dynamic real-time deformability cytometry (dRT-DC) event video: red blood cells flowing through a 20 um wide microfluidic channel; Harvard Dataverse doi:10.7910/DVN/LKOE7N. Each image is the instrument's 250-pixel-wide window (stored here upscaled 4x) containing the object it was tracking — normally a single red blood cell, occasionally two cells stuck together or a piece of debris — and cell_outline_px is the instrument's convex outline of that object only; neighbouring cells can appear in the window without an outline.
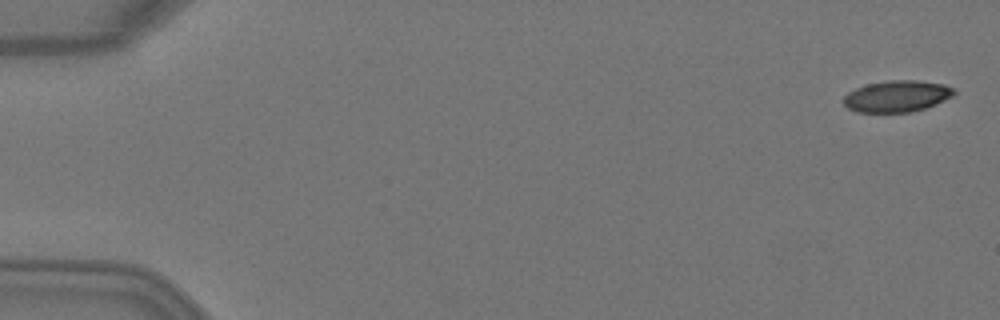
{"species": "Egyptian fruit bat (a non-hibernating species)", "species_latin": "Rousettus aegyptiacus", "temperature_condition": "warm", "stored_images_in_passage": 3, "camera_frame_rate_fps": 3000, "um_per_image_px": 0.085, "animal": {"sex": "female"}, "frame": {"image": 1, "passage_image": 1, "time_ms": 0.0, "image_size_px": [1000, 320], "cell_outline_px": [[956, 96], [936, 104], [912, 112], [856, 112], [848, 108], [844, 104], [844, 96], [848, 92], [856, 88], [868, 84], [888, 80], [916, 80], [944, 84], [956, 88]], "centroid_in_image_um": [76.3, 8.17], "position_along_channel_um": 8.7, "area_um2": 20.46}}